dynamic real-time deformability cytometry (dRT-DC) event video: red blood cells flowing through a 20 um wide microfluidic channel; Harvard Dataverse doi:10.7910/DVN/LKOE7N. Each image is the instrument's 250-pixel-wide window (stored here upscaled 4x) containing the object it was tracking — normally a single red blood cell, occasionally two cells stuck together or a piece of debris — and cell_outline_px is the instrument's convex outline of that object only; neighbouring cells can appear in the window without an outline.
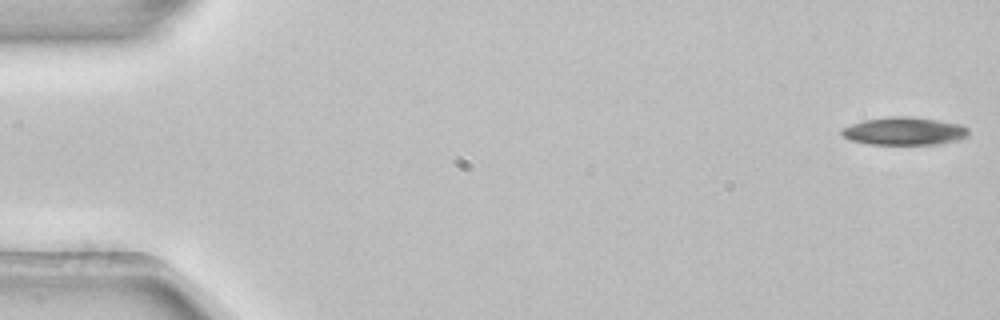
{"species": "common noctule bat (a hibernating species)", "species_latin": "Nyctalus noctula", "temperature_condition": "room temperature", "stored_images_in_passage": 53, "camera_frame_rate_fps": 3000, "um_per_image_px": 0.085, "animal": {"sex": "female", "body_mass_g": 22.7, "forearm_length_mm": 54.2}, "frame": {"image": 1, "passage_image": 1, "time_ms": 0.0, "image_size_px": [1000, 320], "cell_outline_px": [[968, 136], [960, 140], [936, 144], [868, 144], [848, 140], [840, 132], [840, 128], [864, 120], [892, 116], [912, 116], [960, 124], [968, 128]], "centroid_in_image_um": [76.85, 11.14], "position_along_channel_um": 8.2, "area_um2": 20.69}}
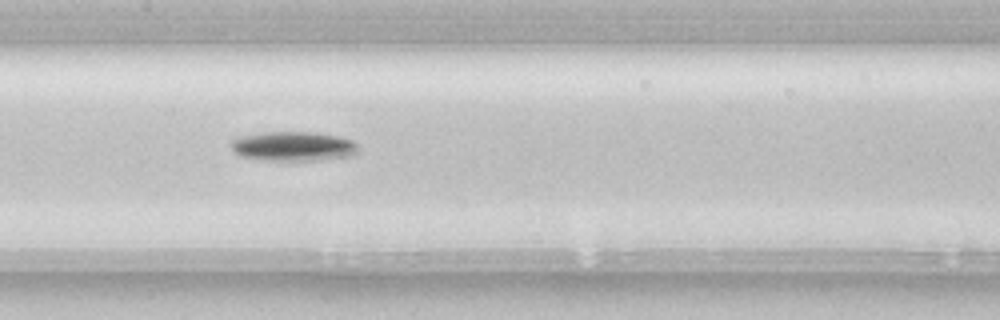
{"frame": {"image": 2, "passage_image": 26, "time_ms": 8.333, "image_size_px": [1000, 320], "cell_outline_px": [[356, 156], [324, 160], [260, 160], [240, 156], [232, 148], [232, 140], [244, 136], [264, 132], [308, 132], [336, 136], [352, 140], [356, 144]], "centroid_in_image_um": [24.96, 12.45], "position_along_channel_um": 182.4, "area_um2": 21.68}}
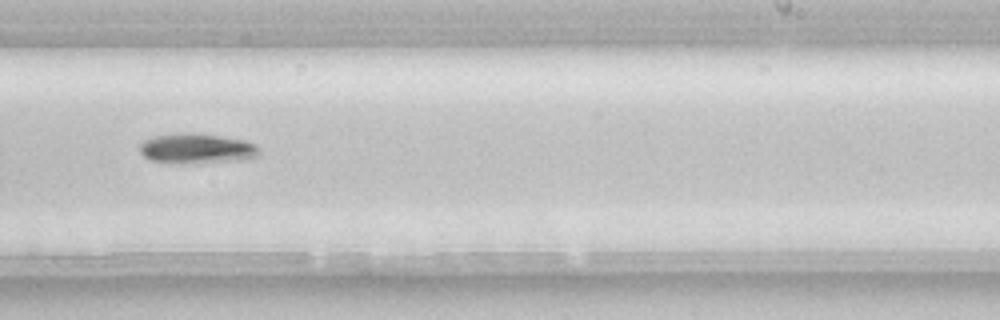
{"frame": {"image": 3, "passage_image": 33, "time_ms": 10.667, "image_size_px": [1000, 320], "cell_outline_px": [[260, 152], [256, 156], [248, 160], [152, 160], [144, 156], [140, 152], [140, 144], [144, 140], [156, 136], [176, 132], [188, 132], [220, 136], [244, 140], [256, 144]], "centroid_in_image_um": [16.76, 12.55], "position_along_channel_um": 272.2, "area_um2": 19.77}, "authors_computed_cell_mechanics": {"area_um2": 20.6924, "velocity_mm_per_s": 3.8683, "shape_relaxation_time_tau1_ms": 2.1061, "shape_relaxation_time_tau2_ms": null, "deformation_change_tau1": 0.1161, "deformation_change_tau2": null}}